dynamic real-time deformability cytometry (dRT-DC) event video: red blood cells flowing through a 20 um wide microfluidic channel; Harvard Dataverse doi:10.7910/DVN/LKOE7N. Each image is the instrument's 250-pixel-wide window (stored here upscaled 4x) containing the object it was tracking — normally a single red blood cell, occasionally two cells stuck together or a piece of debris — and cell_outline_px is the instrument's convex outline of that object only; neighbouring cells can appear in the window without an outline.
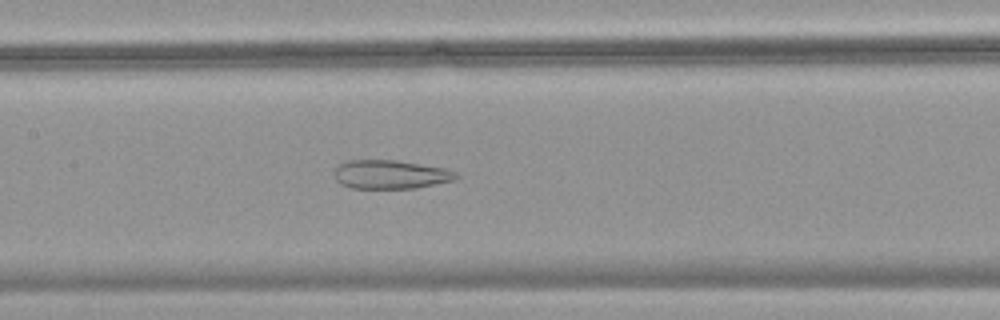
{"species": "common noctule bat (a hibernating species)", "species_latin": "Nyctalus noctula", "temperature_condition": "warm", "stored_images_in_passage": 50, "camera_frame_rate_fps": 3000, "um_per_image_px": 0.085, "animal": {"sex": "female", "body_mass_g": 18.4}, "frame": {"image": 1, "passage_image": 25, "time_ms": 8.0, "image_size_px": [1000, 320], "cell_outline_px": [[460, 176], [456, 180], [416, 188], [352, 188], [340, 184], [336, 180], [336, 164], [348, 160], [396, 160], [444, 168], [456, 172]], "centroid_in_image_um": [33.2, 14.83], "position_along_channel_um": 174.2, "area_um2": 20.46}}
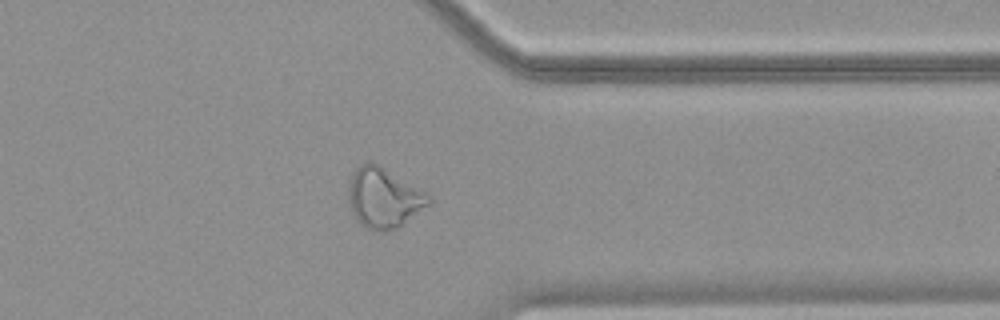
{"frame": {"image": 2, "passage_image": 40, "time_ms": 13.0, "image_size_px": [1000, 320], "cell_outline_px": [[432, 200], [428, 204], [400, 228], [384, 232], [368, 228], [360, 224], [356, 220], [348, 204], [348, 184], [352, 172], [360, 164], [368, 160], [380, 164], [432, 196]], "centroid_in_image_um": [32.59, 16.8], "position_along_channel_um": 378.8, "area_um2": 28.55}}
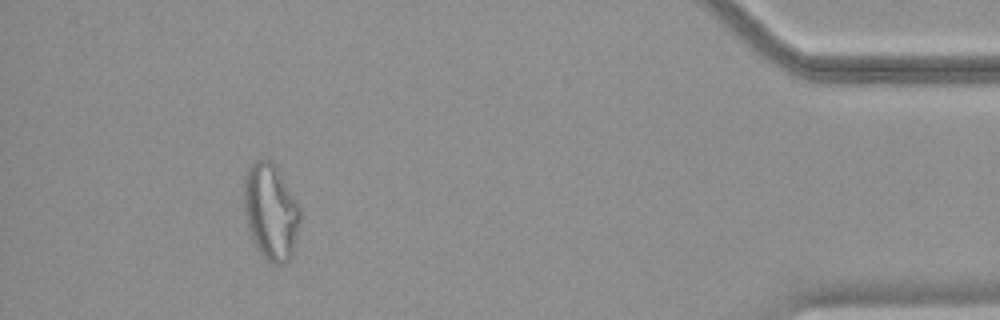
{"frame": {"image": 3, "passage_image": 46, "time_ms": 15.0, "image_size_px": [1000, 320], "cell_outline_px": [[300, 220], [292, 256], [284, 264], [272, 264], [256, 248], [252, 240], [244, 212], [244, 176], [248, 168], [256, 160], [272, 160], [276, 164], [300, 204]], "centroid_in_image_um": [23.03, 17.97], "position_along_channel_um": 412.2, "area_um2": 31.85}}